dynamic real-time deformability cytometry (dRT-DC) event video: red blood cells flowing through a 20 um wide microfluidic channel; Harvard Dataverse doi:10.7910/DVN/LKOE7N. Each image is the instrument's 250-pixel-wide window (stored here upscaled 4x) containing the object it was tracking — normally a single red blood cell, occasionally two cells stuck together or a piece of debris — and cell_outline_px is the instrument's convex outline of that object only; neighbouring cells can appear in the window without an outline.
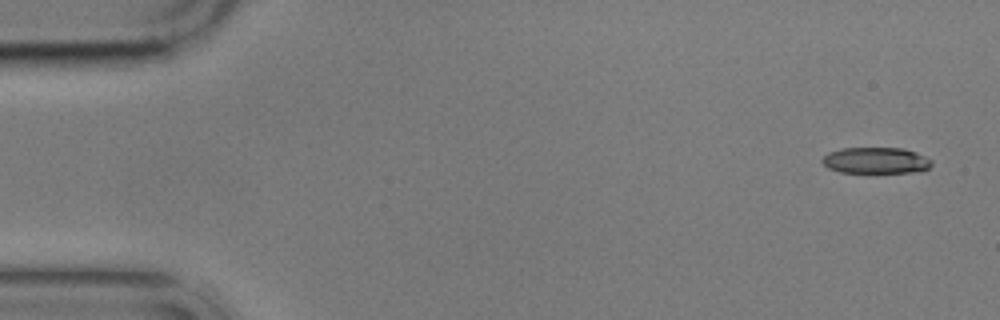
{"species": "common noctule bat (a hibernating species)", "species_latin": "Nyctalus noctula", "temperature_condition": "cold", "stored_images_in_passage": 5, "camera_frame_rate_fps": 3000, "um_per_image_px": 0.085, "animal": {"sex": "male", "body_mass_g": 17.9}, "frame": {"image": 1, "passage_image": 1, "time_ms": 0.0, "image_size_px": [1000, 320], "cell_outline_px": [[932, 164], [928, 168], [920, 172], [840, 172], [828, 168], [820, 160], [828, 152], [840, 148], [904, 148], [916, 152], [932, 160]], "centroid_in_image_um": [74.44, 13.63], "position_along_channel_um": 10.6, "area_um2": 16.76}}
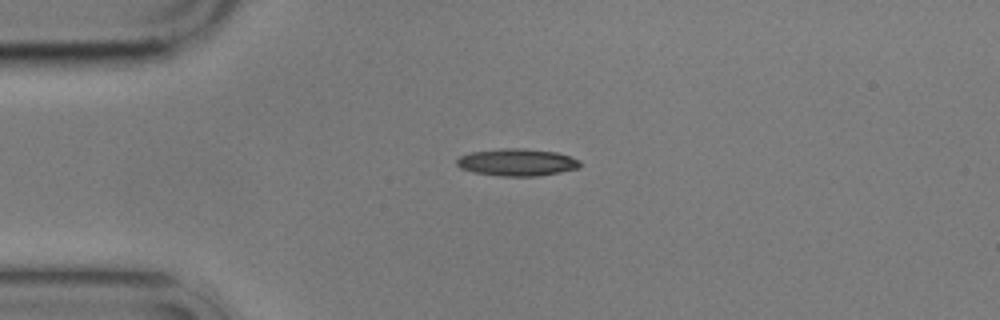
{"frame": {"image": 2, "passage_image": 4, "time_ms": 3.667, "image_size_px": [1000, 320], "cell_outline_px": [[580, 168], [540, 176], [500, 176], [472, 172], [460, 168], [456, 164], [456, 160], [460, 156], [472, 152], [500, 148], [524, 148], [556, 152], [580, 160]], "centroid_in_image_um": [43.94, 13.8], "position_along_channel_um": 41.1, "area_um2": 19.65}}